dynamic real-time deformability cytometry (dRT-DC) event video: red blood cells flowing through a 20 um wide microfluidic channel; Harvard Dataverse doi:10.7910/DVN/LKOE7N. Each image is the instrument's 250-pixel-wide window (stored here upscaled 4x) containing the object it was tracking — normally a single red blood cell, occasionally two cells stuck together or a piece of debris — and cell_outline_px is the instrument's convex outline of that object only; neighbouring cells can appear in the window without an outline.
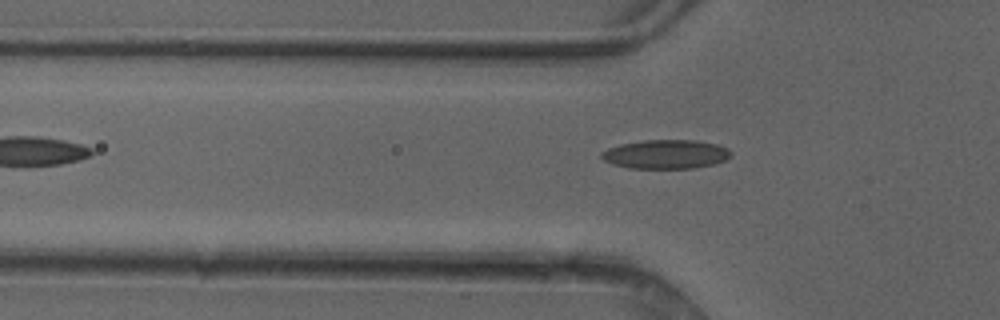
{"species": "common noctule bat (a hibernating species)", "species_latin": "Nyctalus noctula", "temperature_condition": "cold", "stored_images_in_passage": 4, "segment_of_instrument_passage": [2, 2], "camera_frame_rate_fps": 3000, "um_per_image_px": 0.085, "animal": {"sex": "female"}, "frame": {"image": 1, "passage_image": 4, "time_ms": 1.0, "image_size_px": [1000, 320], "cell_outline_px": [[732, 156], [716, 164], [692, 168], [628, 168], [612, 164], [604, 160], [600, 156], [600, 152], [608, 148], [620, 144], [644, 140], [696, 140], [716, 144], [728, 148], [732, 152]], "centroid_in_image_um": [56.6, 13.11], "position_along_channel_um": 69.2, "area_um2": 22.02}}